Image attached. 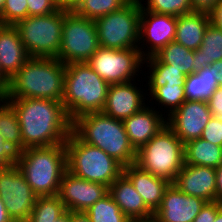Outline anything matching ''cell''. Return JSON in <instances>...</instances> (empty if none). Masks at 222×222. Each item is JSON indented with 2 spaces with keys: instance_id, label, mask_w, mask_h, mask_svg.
<instances>
[{
  "instance_id": "6da1fadb",
  "label": "cell",
  "mask_w": 222,
  "mask_h": 222,
  "mask_svg": "<svg viewBox=\"0 0 222 222\" xmlns=\"http://www.w3.org/2000/svg\"><path fill=\"white\" fill-rule=\"evenodd\" d=\"M5 99L17 113L23 151L65 143L71 134L73 122L62 102L33 98Z\"/></svg>"
},
{
  "instance_id": "7a4b0ae2",
  "label": "cell",
  "mask_w": 222,
  "mask_h": 222,
  "mask_svg": "<svg viewBox=\"0 0 222 222\" xmlns=\"http://www.w3.org/2000/svg\"><path fill=\"white\" fill-rule=\"evenodd\" d=\"M66 67L59 59L30 57L9 80L4 98L49 99L62 102Z\"/></svg>"
},
{
  "instance_id": "3957f363",
  "label": "cell",
  "mask_w": 222,
  "mask_h": 222,
  "mask_svg": "<svg viewBox=\"0 0 222 222\" xmlns=\"http://www.w3.org/2000/svg\"><path fill=\"white\" fill-rule=\"evenodd\" d=\"M72 131L83 142L105 151L123 167L135 164L136 150L131 145L121 120L102 112L88 113L73 121Z\"/></svg>"
},
{
  "instance_id": "277c9868",
  "label": "cell",
  "mask_w": 222,
  "mask_h": 222,
  "mask_svg": "<svg viewBox=\"0 0 222 222\" xmlns=\"http://www.w3.org/2000/svg\"><path fill=\"white\" fill-rule=\"evenodd\" d=\"M62 103L73 122L79 116L101 112L106 103L109 84L88 64H66Z\"/></svg>"
},
{
  "instance_id": "5b68a950",
  "label": "cell",
  "mask_w": 222,
  "mask_h": 222,
  "mask_svg": "<svg viewBox=\"0 0 222 222\" xmlns=\"http://www.w3.org/2000/svg\"><path fill=\"white\" fill-rule=\"evenodd\" d=\"M16 166L38 197L56 196L67 171L66 145L26 148Z\"/></svg>"
},
{
  "instance_id": "8992f818",
  "label": "cell",
  "mask_w": 222,
  "mask_h": 222,
  "mask_svg": "<svg viewBox=\"0 0 222 222\" xmlns=\"http://www.w3.org/2000/svg\"><path fill=\"white\" fill-rule=\"evenodd\" d=\"M67 170L74 176L110 186L123 166L105 151L83 142L73 131L67 138Z\"/></svg>"
},
{
  "instance_id": "52a82bcc",
  "label": "cell",
  "mask_w": 222,
  "mask_h": 222,
  "mask_svg": "<svg viewBox=\"0 0 222 222\" xmlns=\"http://www.w3.org/2000/svg\"><path fill=\"white\" fill-rule=\"evenodd\" d=\"M135 165L172 183L184 166V144L165 125L149 142L136 151Z\"/></svg>"
},
{
  "instance_id": "ba28073f",
  "label": "cell",
  "mask_w": 222,
  "mask_h": 222,
  "mask_svg": "<svg viewBox=\"0 0 222 222\" xmlns=\"http://www.w3.org/2000/svg\"><path fill=\"white\" fill-rule=\"evenodd\" d=\"M141 7L139 0H130L125 6L95 20L99 46L110 49H140ZM140 42V43H139ZM141 46V47H139Z\"/></svg>"
},
{
  "instance_id": "9c48e42d",
  "label": "cell",
  "mask_w": 222,
  "mask_h": 222,
  "mask_svg": "<svg viewBox=\"0 0 222 222\" xmlns=\"http://www.w3.org/2000/svg\"><path fill=\"white\" fill-rule=\"evenodd\" d=\"M64 22V9L43 16H28L15 27L30 57L57 58Z\"/></svg>"
},
{
  "instance_id": "30bf717a",
  "label": "cell",
  "mask_w": 222,
  "mask_h": 222,
  "mask_svg": "<svg viewBox=\"0 0 222 222\" xmlns=\"http://www.w3.org/2000/svg\"><path fill=\"white\" fill-rule=\"evenodd\" d=\"M95 20L64 10L62 39L57 56L63 64L87 62L99 48Z\"/></svg>"
},
{
  "instance_id": "8fae6325",
  "label": "cell",
  "mask_w": 222,
  "mask_h": 222,
  "mask_svg": "<svg viewBox=\"0 0 222 222\" xmlns=\"http://www.w3.org/2000/svg\"><path fill=\"white\" fill-rule=\"evenodd\" d=\"M140 49L99 47L87 64L109 85L133 81L144 64Z\"/></svg>"
},
{
  "instance_id": "7c38bea8",
  "label": "cell",
  "mask_w": 222,
  "mask_h": 222,
  "mask_svg": "<svg viewBox=\"0 0 222 222\" xmlns=\"http://www.w3.org/2000/svg\"><path fill=\"white\" fill-rule=\"evenodd\" d=\"M0 197L13 222H26L37 195L17 166L0 168Z\"/></svg>"
},
{
  "instance_id": "4fadbf2b",
  "label": "cell",
  "mask_w": 222,
  "mask_h": 222,
  "mask_svg": "<svg viewBox=\"0 0 222 222\" xmlns=\"http://www.w3.org/2000/svg\"><path fill=\"white\" fill-rule=\"evenodd\" d=\"M211 117L212 112L206 101L185 100L167 117L166 125L185 144L201 137Z\"/></svg>"
},
{
  "instance_id": "5bb4252c",
  "label": "cell",
  "mask_w": 222,
  "mask_h": 222,
  "mask_svg": "<svg viewBox=\"0 0 222 222\" xmlns=\"http://www.w3.org/2000/svg\"><path fill=\"white\" fill-rule=\"evenodd\" d=\"M108 193V186L78 178L67 170L57 196L68 211L85 212Z\"/></svg>"
},
{
  "instance_id": "9a60e30c",
  "label": "cell",
  "mask_w": 222,
  "mask_h": 222,
  "mask_svg": "<svg viewBox=\"0 0 222 222\" xmlns=\"http://www.w3.org/2000/svg\"><path fill=\"white\" fill-rule=\"evenodd\" d=\"M176 27L177 17L175 16L141 11L139 41L146 42V46L149 48L146 49L148 53L142 51V57L146 59L154 56L167 44L174 41Z\"/></svg>"
},
{
  "instance_id": "2e32d148",
  "label": "cell",
  "mask_w": 222,
  "mask_h": 222,
  "mask_svg": "<svg viewBox=\"0 0 222 222\" xmlns=\"http://www.w3.org/2000/svg\"><path fill=\"white\" fill-rule=\"evenodd\" d=\"M207 201L190 196L170 183L154 216L160 222H193Z\"/></svg>"
},
{
  "instance_id": "e0dca14e",
  "label": "cell",
  "mask_w": 222,
  "mask_h": 222,
  "mask_svg": "<svg viewBox=\"0 0 222 222\" xmlns=\"http://www.w3.org/2000/svg\"><path fill=\"white\" fill-rule=\"evenodd\" d=\"M172 184L184 194L207 202L216 201V170L213 167L184 164Z\"/></svg>"
},
{
  "instance_id": "ac0fdd59",
  "label": "cell",
  "mask_w": 222,
  "mask_h": 222,
  "mask_svg": "<svg viewBox=\"0 0 222 222\" xmlns=\"http://www.w3.org/2000/svg\"><path fill=\"white\" fill-rule=\"evenodd\" d=\"M141 92L132 81L110 85L106 103L101 112L109 117L123 121L146 106L143 101L145 97Z\"/></svg>"
},
{
  "instance_id": "d6986e66",
  "label": "cell",
  "mask_w": 222,
  "mask_h": 222,
  "mask_svg": "<svg viewBox=\"0 0 222 222\" xmlns=\"http://www.w3.org/2000/svg\"><path fill=\"white\" fill-rule=\"evenodd\" d=\"M144 106L139 112L123 120L129 141L137 151L149 142L165 125L162 113Z\"/></svg>"
},
{
  "instance_id": "ffe728a7",
  "label": "cell",
  "mask_w": 222,
  "mask_h": 222,
  "mask_svg": "<svg viewBox=\"0 0 222 222\" xmlns=\"http://www.w3.org/2000/svg\"><path fill=\"white\" fill-rule=\"evenodd\" d=\"M30 58L15 26L0 24V67L11 79Z\"/></svg>"
},
{
  "instance_id": "44dd1931",
  "label": "cell",
  "mask_w": 222,
  "mask_h": 222,
  "mask_svg": "<svg viewBox=\"0 0 222 222\" xmlns=\"http://www.w3.org/2000/svg\"><path fill=\"white\" fill-rule=\"evenodd\" d=\"M123 174L131 181L146 206L154 213L159 208L170 182L140 169L135 164L123 167Z\"/></svg>"
},
{
  "instance_id": "7402d4cb",
  "label": "cell",
  "mask_w": 222,
  "mask_h": 222,
  "mask_svg": "<svg viewBox=\"0 0 222 222\" xmlns=\"http://www.w3.org/2000/svg\"><path fill=\"white\" fill-rule=\"evenodd\" d=\"M109 194L130 220L154 215L123 173L109 186Z\"/></svg>"
},
{
  "instance_id": "603a6c76",
  "label": "cell",
  "mask_w": 222,
  "mask_h": 222,
  "mask_svg": "<svg viewBox=\"0 0 222 222\" xmlns=\"http://www.w3.org/2000/svg\"><path fill=\"white\" fill-rule=\"evenodd\" d=\"M209 23L210 17L207 13L193 11L178 16L174 41L191 51L197 50L203 41L204 32Z\"/></svg>"
},
{
  "instance_id": "cb8c5ba5",
  "label": "cell",
  "mask_w": 222,
  "mask_h": 222,
  "mask_svg": "<svg viewBox=\"0 0 222 222\" xmlns=\"http://www.w3.org/2000/svg\"><path fill=\"white\" fill-rule=\"evenodd\" d=\"M221 76L212 65L187 75L184 85L186 100L208 101L213 92L220 86Z\"/></svg>"
},
{
  "instance_id": "d4e9b609",
  "label": "cell",
  "mask_w": 222,
  "mask_h": 222,
  "mask_svg": "<svg viewBox=\"0 0 222 222\" xmlns=\"http://www.w3.org/2000/svg\"><path fill=\"white\" fill-rule=\"evenodd\" d=\"M184 164L217 168L222 164V146L203 138L184 144Z\"/></svg>"
},
{
  "instance_id": "484cf974",
  "label": "cell",
  "mask_w": 222,
  "mask_h": 222,
  "mask_svg": "<svg viewBox=\"0 0 222 222\" xmlns=\"http://www.w3.org/2000/svg\"><path fill=\"white\" fill-rule=\"evenodd\" d=\"M220 60H222V30L210 22L200 47L194 51V73Z\"/></svg>"
},
{
  "instance_id": "4316f807",
  "label": "cell",
  "mask_w": 222,
  "mask_h": 222,
  "mask_svg": "<svg viewBox=\"0 0 222 222\" xmlns=\"http://www.w3.org/2000/svg\"><path fill=\"white\" fill-rule=\"evenodd\" d=\"M161 63L180 70L185 76L194 73V51L175 41L170 42L154 55Z\"/></svg>"
},
{
  "instance_id": "83f0119b",
  "label": "cell",
  "mask_w": 222,
  "mask_h": 222,
  "mask_svg": "<svg viewBox=\"0 0 222 222\" xmlns=\"http://www.w3.org/2000/svg\"><path fill=\"white\" fill-rule=\"evenodd\" d=\"M146 60V61H145ZM149 68L150 76H148V84L151 95L157 88L166 84H177L178 86H184L186 76L174 68H170V65L161 63L155 56L144 59V63Z\"/></svg>"
},
{
  "instance_id": "f1b7e54d",
  "label": "cell",
  "mask_w": 222,
  "mask_h": 222,
  "mask_svg": "<svg viewBox=\"0 0 222 222\" xmlns=\"http://www.w3.org/2000/svg\"><path fill=\"white\" fill-rule=\"evenodd\" d=\"M85 213L91 222H129L130 220L109 193L94 203Z\"/></svg>"
},
{
  "instance_id": "f546056e",
  "label": "cell",
  "mask_w": 222,
  "mask_h": 222,
  "mask_svg": "<svg viewBox=\"0 0 222 222\" xmlns=\"http://www.w3.org/2000/svg\"><path fill=\"white\" fill-rule=\"evenodd\" d=\"M66 211L65 205L57 195L37 197L30 218L26 222H55Z\"/></svg>"
},
{
  "instance_id": "4dcf8cb0",
  "label": "cell",
  "mask_w": 222,
  "mask_h": 222,
  "mask_svg": "<svg viewBox=\"0 0 222 222\" xmlns=\"http://www.w3.org/2000/svg\"><path fill=\"white\" fill-rule=\"evenodd\" d=\"M0 135L5 140L16 143L23 150L17 113L3 96H0Z\"/></svg>"
},
{
  "instance_id": "1f68e13d",
  "label": "cell",
  "mask_w": 222,
  "mask_h": 222,
  "mask_svg": "<svg viewBox=\"0 0 222 222\" xmlns=\"http://www.w3.org/2000/svg\"><path fill=\"white\" fill-rule=\"evenodd\" d=\"M130 0H84L74 12L90 20H96L125 6Z\"/></svg>"
},
{
  "instance_id": "d6a6232c",
  "label": "cell",
  "mask_w": 222,
  "mask_h": 222,
  "mask_svg": "<svg viewBox=\"0 0 222 222\" xmlns=\"http://www.w3.org/2000/svg\"><path fill=\"white\" fill-rule=\"evenodd\" d=\"M141 1L139 0L141 11H150L175 17L193 12L190 0H146V8Z\"/></svg>"
},
{
  "instance_id": "836d02e7",
  "label": "cell",
  "mask_w": 222,
  "mask_h": 222,
  "mask_svg": "<svg viewBox=\"0 0 222 222\" xmlns=\"http://www.w3.org/2000/svg\"><path fill=\"white\" fill-rule=\"evenodd\" d=\"M152 99H155L158 104L170 108L168 116L176 111L180 105L186 100L184 86H178L177 84H166L157 88L152 94ZM169 106V107H168Z\"/></svg>"
},
{
  "instance_id": "e575fe53",
  "label": "cell",
  "mask_w": 222,
  "mask_h": 222,
  "mask_svg": "<svg viewBox=\"0 0 222 222\" xmlns=\"http://www.w3.org/2000/svg\"><path fill=\"white\" fill-rule=\"evenodd\" d=\"M28 17L27 0H5L0 13V24L15 26Z\"/></svg>"
},
{
  "instance_id": "d590c367",
  "label": "cell",
  "mask_w": 222,
  "mask_h": 222,
  "mask_svg": "<svg viewBox=\"0 0 222 222\" xmlns=\"http://www.w3.org/2000/svg\"><path fill=\"white\" fill-rule=\"evenodd\" d=\"M23 150L14 142L5 140L0 135V168L16 166Z\"/></svg>"
},
{
  "instance_id": "8d00e7d4",
  "label": "cell",
  "mask_w": 222,
  "mask_h": 222,
  "mask_svg": "<svg viewBox=\"0 0 222 222\" xmlns=\"http://www.w3.org/2000/svg\"><path fill=\"white\" fill-rule=\"evenodd\" d=\"M200 138L222 146V118L212 116L204 127Z\"/></svg>"
},
{
  "instance_id": "74e56055",
  "label": "cell",
  "mask_w": 222,
  "mask_h": 222,
  "mask_svg": "<svg viewBox=\"0 0 222 222\" xmlns=\"http://www.w3.org/2000/svg\"><path fill=\"white\" fill-rule=\"evenodd\" d=\"M28 16H43L59 9L56 0H27Z\"/></svg>"
},
{
  "instance_id": "f35d334b",
  "label": "cell",
  "mask_w": 222,
  "mask_h": 222,
  "mask_svg": "<svg viewBox=\"0 0 222 222\" xmlns=\"http://www.w3.org/2000/svg\"><path fill=\"white\" fill-rule=\"evenodd\" d=\"M221 207V202H207L193 222H214L216 214Z\"/></svg>"
},
{
  "instance_id": "ab89813d",
  "label": "cell",
  "mask_w": 222,
  "mask_h": 222,
  "mask_svg": "<svg viewBox=\"0 0 222 222\" xmlns=\"http://www.w3.org/2000/svg\"><path fill=\"white\" fill-rule=\"evenodd\" d=\"M213 117L222 118V86H219L207 101Z\"/></svg>"
},
{
  "instance_id": "60d3db41",
  "label": "cell",
  "mask_w": 222,
  "mask_h": 222,
  "mask_svg": "<svg viewBox=\"0 0 222 222\" xmlns=\"http://www.w3.org/2000/svg\"><path fill=\"white\" fill-rule=\"evenodd\" d=\"M192 11L209 14L219 0H190Z\"/></svg>"
},
{
  "instance_id": "b9f144b4",
  "label": "cell",
  "mask_w": 222,
  "mask_h": 222,
  "mask_svg": "<svg viewBox=\"0 0 222 222\" xmlns=\"http://www.w3.org/2000/svg\"><path fill=\"white\" fill-rule=\"evenodd\" d=\"M210 22L222 30V0L209 13Z\"/></svg>"
},
{
  "instance_id": "7bdbcfd3",
  "label": "cell",
  "mask_w": 222,
  "mask_h": 222,
  "mask_svg": "<svg viewBox=\"0 0 222 222\" xmlns=\"http://www.w3.org/2000/svg\"><path fill=\"white\" fill-rule=\"evenodd\" d=\"M216 170V201L222 203V164Z\"/></svg>"
},
{
  "instance_id": "ee69618b",
  "label": "cell",
  "mask_w": 222,
  "mask_h": 222,
  "mask_svg": "<svg viewBox=\"0 0 222 222\" xmlns=\"http://www.w3.org/2000/svg\"><path fill=\"white\" fill-rule=\"evenodd\" d=\"M59 8L74 11L84 0H56Z\"/></svg>"
},
{
  "instance_id": "f6af8a7d",
  "label": "cell",
  "mask_w": 222,
  "mask_h": 222,
  "mask_svg": "<svg viewBox=\"0 0 222 222\" xmlns=\"http://www.w3.org/2000/svg\"><path fill=\"white\" fill-rule=\"evenodd\" d=\"M70 222H91L85 212L70 211Z\"/></svg>"
},
{
  "instance_id": "bcb514c9",
  "label": "cell",
  "mask_w": 222,
  "mask_h": 222,
  "mask_svg": "<svg viewBox=\"0 0 222 222\" xmlns=\"http://www.w3.org/2000/svg\"><path fill=\"white\" fill-rule=\"evenodd\" d=\"M9 80L10 79L2 72L0 67V96H3V94L7 91Z\"/></svg>"
},
{
  "instance_id": "7dc6e473",
  "label": "cell",
  "mask_w": 222,
  "mask_h": 222,
  "mask_svg": "<svg viewBox=\"0 0 222 222\" xmlns=\"http://www.w3.org/2000/svg\"><path fill=\"white\" fill-rule=\"evenodd\" d=\"M0 222H13V220L9 217L6 207L4 205V201L0 197Z\"/></svg>"
},
{
  "instance_id": "c3c4849f",
  "label": "cell",
  "mask_w": 222,
  "mask_h": 222,
  "mask_svg": "<svg viewBox=\"0 0 222 222\" xmlns=\"http://www.w3.org/2000/svg\"><path fill=\"white\" fill-rule=\"evenodd\" d=\"M129 222H160L154 215L146 218L131 219Z\"/></svg>"
},
{
  "instance_id": "681fc988",
  "label": "cell",
  "mask_w": 222,
  "mask_h": 222,
  "mask_svg": "<svg viewBox=\"0 0 222 222\" xmlns=\"http://www.w3.org/2000/svg\"><path fill=\"white\" fill-rule=\"evenodd\" d=\"M212 66L217 69L218 75L222 77V60L214 62ZM219 85L222 86V78L221 81L219 82Z\"/></svg>"
},
{
  "instance_id": "f907efd6",
  "label": "cell",
  "mask_w": 222,
  "mask_h": 222,
  "mask_svg": "<svg viewBox=\"0 0 222 222\" xmlns=\"http://www.w3.org/2000/svg\"><path fill=\"white\" fill-rule=\"evenodd\" d=\"M55 222H70V211H66L62 216L57 218Z\"/></svg>"
},
{
  "instance_id": "816d5d0a",
  "label": "cell",
  "mask_w": 222,
  "mask_h": 222,
  "mask_svg": "<svg viewBox=\"0 0 222 222\" xmlns=\"http://www.w3.org/2000/svg\"><path fill=\"white\" fill-rule=\"evenodd\" d=\"M214 222H222V207L218 210Z\"/></svg>"
},
{
  "instance_id": "f5cc1de1",
  "label": "cell",
  "mask_w": 222,
  "mask_h": 222,
  "mask_svg": "<svg viewBox=\"0 0 222 222\" xmlns=\"http://www.w3.org/2000/svg\"><path fill=\"white\" fill-rule=\"evenodd\" d=\"M4 3H5V0H0V13L3 10Z\"/></svg>"
}]
</instances>
